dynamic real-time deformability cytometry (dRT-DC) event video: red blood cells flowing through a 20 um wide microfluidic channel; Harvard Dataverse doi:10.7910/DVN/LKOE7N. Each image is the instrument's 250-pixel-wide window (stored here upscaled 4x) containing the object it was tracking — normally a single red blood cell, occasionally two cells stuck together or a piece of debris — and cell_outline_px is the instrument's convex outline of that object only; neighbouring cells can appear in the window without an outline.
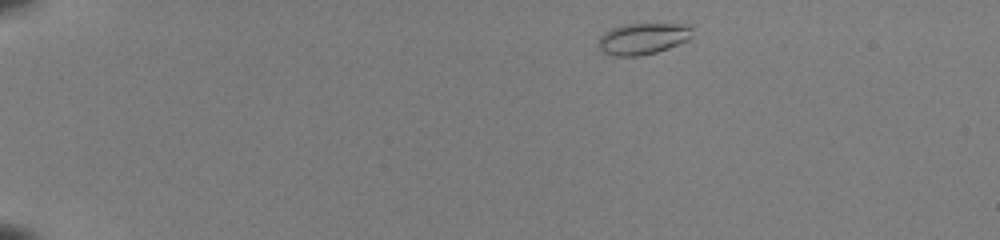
{"species": "common noctule bat (a hibernating species)", "species_latin": "Nyctalus noctula", "temperature_condition": "room temperature", "stored_images_in_passage": 44, "camera_frame_rate_fps": 3000, "um_per_image_px": 0.085, "animal": {"sex": "female", "body_mass_g": 22.0, "forearm_length_mm": 56.7}, "frame": {"image": 1, "passage_image": 2, "time_ms": 0.333, "image_size_px": [1000, 240], "cell_outline_px": [[692, 28], [688, 40], [668, 48], [656, 52], [640, 56], [612, 56], [600, 52], [600, 36], [604, 32], [612, 28], [624, 24], [680, 24]], "centroid_in_image_um": [54.59, 3.3], "position_along_channel_um": 30.4, "area_um2": 16.99}}
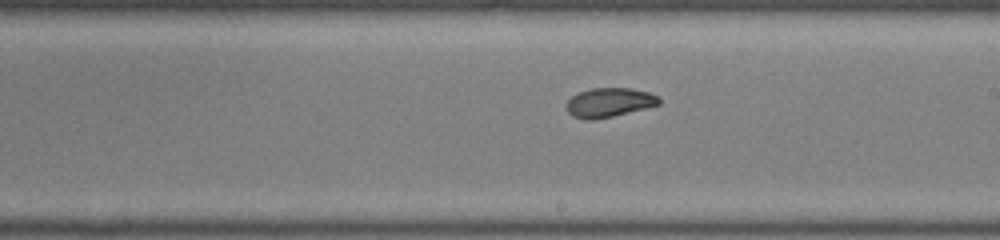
{"frame": {"image": 2, "passage_image": 25, "time_ms": 8.0, "image_size_px": [1000, 240], "cell_outline_px": [[660, 104], [612, 116], [592, 120], [588, 120], [572, 116], [568, 112], [568, 100], [572, 96], [580, 92], [592, 88], [632, 88], [648, 92], [660, 96]], "centroid_in_image_um": [51.8, 8.7], "position_along_channel_um": 237.2, "area_um2": 15.55}}
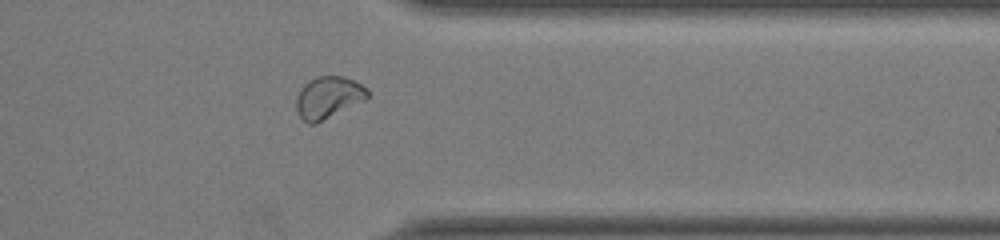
{"frame": {"image": 3, "passage_image": 36, "time_ms": 11.667, "image_size_px": [1000, 240], "cell_outline_px": [[372, 92], [364, 100], [316, 124], [308, 124], [296, 112], [296, 100], [300, 88], [308, 80], [316, 76], [344, 76], [368, 88]], "centroid_in_image_um": [27.9, 8.28], "position_along_channel_um": 383.5, "area_um2": 17.51}, "authors_computed_cell_mechanics": {"area_um2": 16.5886, "velocity_mm_per_s": 4.0061, "shape_relaxation_time_tau1_ms": 2.9698, "shape_relaxation_time_tau2_ms": 1.7929, "deformation_change_tau1": 0.1254, "deformation_change_tau2": 0.0552}}